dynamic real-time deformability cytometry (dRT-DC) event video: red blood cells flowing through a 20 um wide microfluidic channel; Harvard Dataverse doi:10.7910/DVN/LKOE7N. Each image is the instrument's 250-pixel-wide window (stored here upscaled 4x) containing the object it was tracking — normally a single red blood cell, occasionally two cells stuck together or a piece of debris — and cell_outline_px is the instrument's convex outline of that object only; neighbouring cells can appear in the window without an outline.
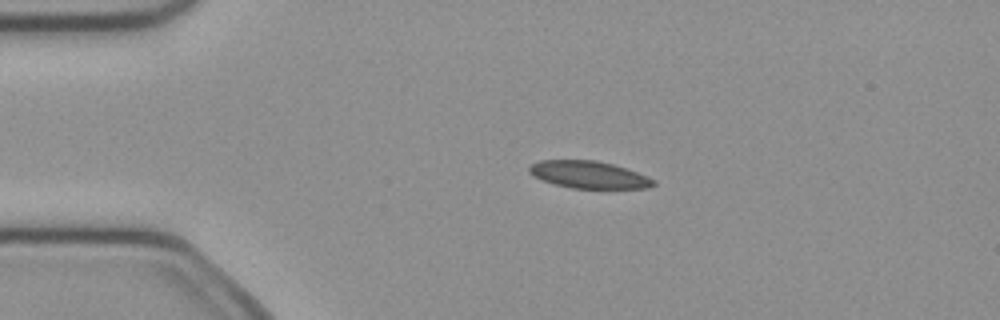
{"species": "common noctule bat (a hibernating species)", "species_latin": "Nyctalus noctula", "temperature_condition": "cold", "stored_images_in_passage": 41, "camera_frame_rate_fps": 3000, "um_per_image_px": 0.085, "animal": {"sex": "female", "body_mass_g": 21.9}, "frame": {"image": 1, "passage_image": 1, "time_ms": 0.0, "image_size_px": [1000, 320], "cell_outline_px": [[656, 184], [648, 188], [572, 188], [552, 184], [532, 176], [528, 172], [528, 168], [532, 164], [540, 160], [596, 160], [628, 168], [648, 176], [656, 180]], "centroid_in_image_um": [50.05, 14.85], "position_along_channel_um": 34.9, "area_um2": 19.94}}
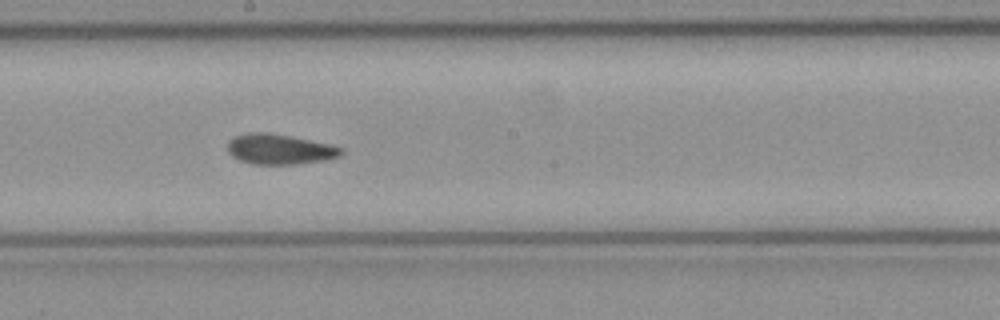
{"frame": {"image": 2, "passage_image": 18, "time_ms": 5.667, "image_size_px": [1000, 320], "cell_outline_px": [[344, 152], [340, 156], [328, 160], [296, 164], [252, 164], [240, 160], [232, 156], [228, 152], [228, 140], [236, 136], [248, 132], [268, 132], [328, 144], [344, 148]], "centroid_in_image_um": [23.77, 12.69], "position_along_channel_um": 224.4, "area_um2": 20.0}}
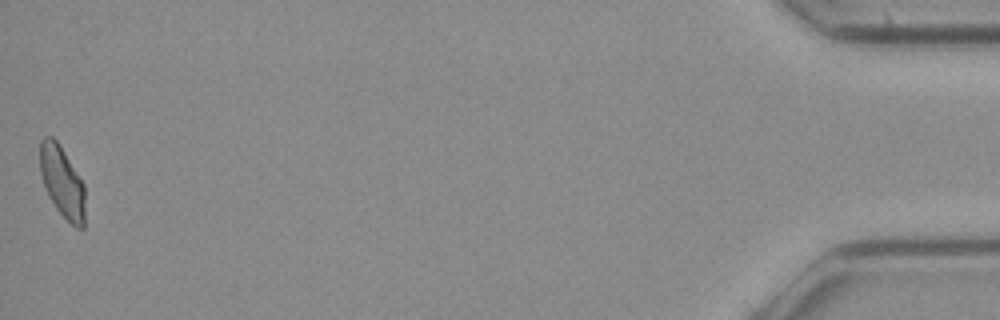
{"frame": {"image": 3, "passage_image": 41, "time_ms": 13.333, "image_size_px": [1000, 320], "cell_outline_px": [[84, 228], [76, 228], [56, 208], [48, 196], [40, 172], [40, 140], [44, 136], [52, 136], [56, 140], [84, 184]], "centroid_in_image_um": [5.27, 15.45], "position_along_channel_um": 429.9, "area_um2": 18.38}, "authors_computed_cell_mechanics": {"area_um2": 19.8254, "velocity_mm_per_s": 4.0153, "shape_relaxation_time_tau1_ms": 5.7533, "shape_relaxation_time_tau2_ms": 2.2063, "deformation_change_tau1": 0.1485, "deformation_change_tau2": 0.0761}}